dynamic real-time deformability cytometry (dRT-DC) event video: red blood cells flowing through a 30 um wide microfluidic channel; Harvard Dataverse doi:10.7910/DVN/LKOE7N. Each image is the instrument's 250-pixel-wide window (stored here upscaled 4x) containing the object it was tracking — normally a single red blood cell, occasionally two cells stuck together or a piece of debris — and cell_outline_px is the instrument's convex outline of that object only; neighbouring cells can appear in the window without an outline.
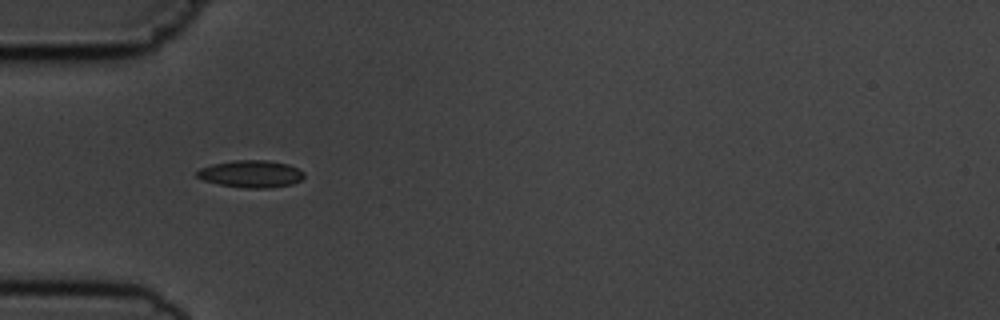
{"species": "common noctule bat (a hibernating species)", "species_latin": "Nyctalus noctula", "temperature_condition": "cold", "stored_images_in_passage": 6, "camera_frame_rate_fps": 3000, "um_per_image_px": 0.085, "animal": {"sex": "male", "body_mass_g": 19.5, "forearm_length_mm": 54.6}, "frame": {"image": 1, "passage_image": 5, "time_ms": 4.667, "image_size_px": [1000, 320], "cell_outline_px": [[304, 176], [300, 180], [292, 184], [264, 188], [244, 188], [220, 184], [204, 180], [196, 176], [196, 172], [200, 168], [212, 164], [236, 160], [268, 160], [288, 164], [304, 172]], "centroid_in_image_um": [21.33, 14.77], "position_along_channel_um": 63.7, "area_um2": 16.82}}
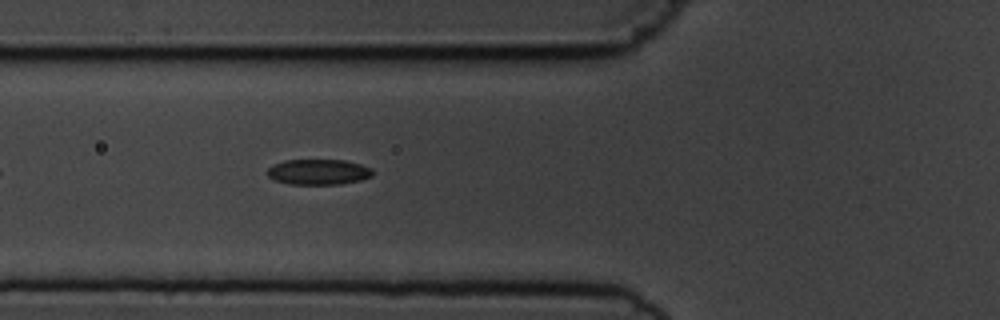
{"frame": {"image": 2, "passage_image": 6, "time_ms": 5.667, "image_size_px": [1000, 320], "cell_outline_px": [[372, 176], [360, 180], [340, 184], [288, 184], [276, 180], [268, 176], [268, 168], [272, 164], [284, 160], [344, 160], [360, 164], [372, 168]], "centroid_in_image_um": [27.06, 14.61], "position_along_channel_um": 98.7, "area_um2": 15.61}}